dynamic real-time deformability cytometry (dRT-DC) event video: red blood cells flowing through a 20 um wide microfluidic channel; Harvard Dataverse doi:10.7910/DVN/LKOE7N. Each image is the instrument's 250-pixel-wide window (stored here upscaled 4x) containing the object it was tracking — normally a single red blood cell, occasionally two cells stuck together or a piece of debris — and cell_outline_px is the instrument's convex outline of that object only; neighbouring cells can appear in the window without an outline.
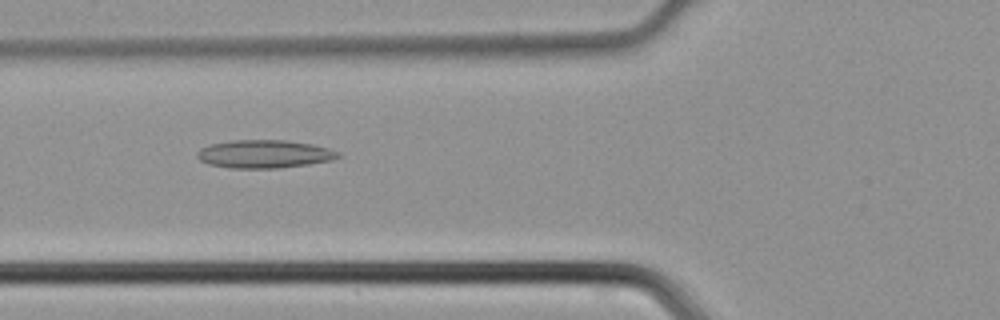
{"species": "common noctule bat (a hibernating species)", "species_latin": "Nyctalus noctula", "temperature_condition": "cold", "stored_images_in_passage": 35, "camera_frame_rate_fps": 3000, "um_per_image_px": 0.085, "animal": {"sex": "male", "body_mass_g": 21.5, "forearm_length_mm": 52.0}, "frame": {"image": 1, "passage_image": 7, "time_ms": 2.0, "image_size_px": [1000, 320], "cell_outline_px": [[340, 156], [332, 160], [308, 164], [276, 168], [232, 168], [208, 164], [200, 160], [196, 156], [196, 152], [200, 148], [208, 144], [232, 140], [284, 140], [312, 144], [328, 148], [340, 152]], "centroid_in_image_um": [22.43, 13.08], "position_along_channel_um": 103.4, "area_um2": 23.12}}
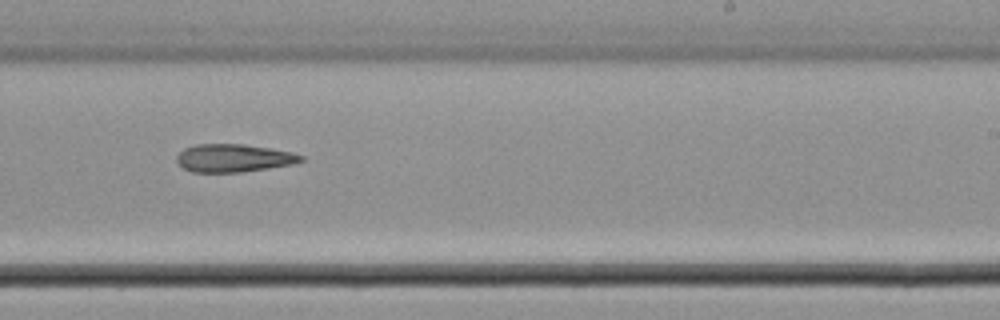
{"frame": {"image": 2, "passage_image": 18, "time_ms": 5.667, "image_size_px": [1000, 320], "cell_outline_px": [[304, 160], [292, 164], [244, 172], [192, 172], [184, 168], [176, 160], [176, 156], [184, 148], [196, 144], [244, 144], [292, 152], [304, 156]], "centroid_in_image_um": [19.85, 13.43], "position_along_channel_um": 269.1, "area_um2": 20.17}}
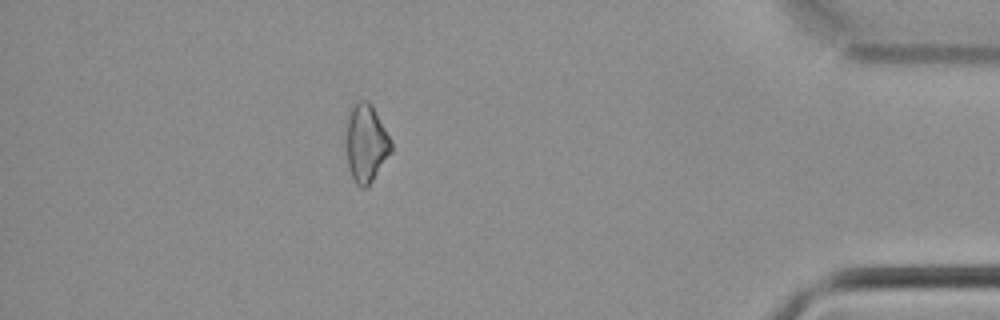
{"frame": {"image": 3, "passage_image": 30, "time_ms": 9.667, "image_size_px": [1000, 320], "cell_outline_px": [[392, 152], [368, 188], [360, 188], [356, 184], [348, 168], [344, 148], [344, 140], [348, 108], [352, 104], [360, 100], [364, 100], [372, 104], [392, 140]], "centroid_in_image_um": [31.08, 12.17], "position_along_channel_um": 404.1, "area_um2": 21.5}}